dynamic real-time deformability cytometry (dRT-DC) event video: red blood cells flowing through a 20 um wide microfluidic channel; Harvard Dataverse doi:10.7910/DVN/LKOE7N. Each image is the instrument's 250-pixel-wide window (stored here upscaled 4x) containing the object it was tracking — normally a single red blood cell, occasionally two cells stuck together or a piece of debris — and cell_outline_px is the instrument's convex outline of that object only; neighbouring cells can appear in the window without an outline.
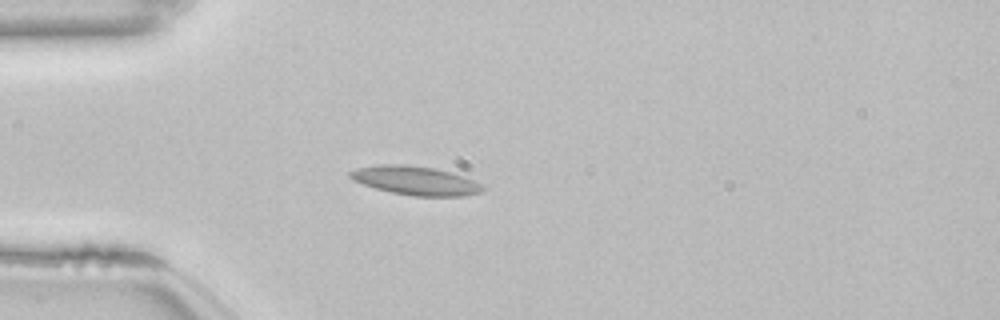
{"species": "common noctule bat (a hibernating species)", "species_latin": "Nyctalus noctula", "temperature_condition": "room temperature", "stored_images_in_passage": 40, "camera_frame_rate_fps": 3000, "um_per_image_px": 0.085, "animal": {"sex": "female", "body_mass_g": 22.7, "forearm_length_mm": 54.2}, "frame": {"image": 1, "passage_image": 1, "time_ms": 0.0, "image_size_px": [1000, 320], "cell_outline_px": [[484, 192], [464, 196], [412, 196], [392, 192], [376, 188], [352, 180], [348, 176], [348, 172], [356, 168], [380, 164], [400, 164], [432, 168], [448, 172], [472, 180], [480, 184], [484, 188]], "centroid_in_image_um": [35.27, 15.36], "position_along_channel_um": 49.7, "area_um2": 21.96}, "authors_computed_cell_mechanics": {"area_um2": 19.9121, "velocity_mm_per_s": 3.8382, "shape_relaxation_time_tau1_ms": 5.0084, "shape_relaxation_time_tau2_ms": 3.5347, "deformation_change_tau1": 0.133, "deformation_change_tau2": 0.12}}